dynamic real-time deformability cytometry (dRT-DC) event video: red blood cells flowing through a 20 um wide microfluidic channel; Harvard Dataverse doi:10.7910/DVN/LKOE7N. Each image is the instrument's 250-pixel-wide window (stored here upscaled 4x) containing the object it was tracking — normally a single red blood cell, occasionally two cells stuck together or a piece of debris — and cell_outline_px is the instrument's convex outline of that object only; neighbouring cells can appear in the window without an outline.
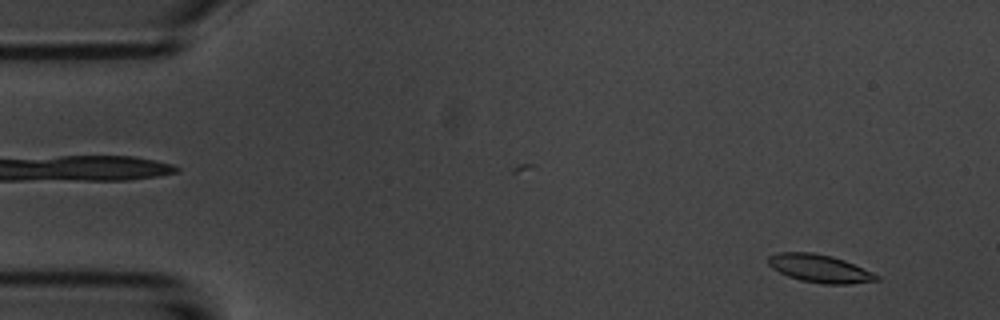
{"species": "common noctule bat (a hibernating species)", "species_latin": "Nyctalus noctula", "temperature_condition": "room temperature", "stored_images_in_passage": 54, "camera_frame_rate_fps": 3000, "um_per_image_px": 0.085, "animal": {"sex": "male", "body_mass_g": 20.1, "forearm_length_mm": 53.5}, "frame": {"image": 1, "passage_image": 4, "time_ms": 1.0, "image_size_px": [1000, 320], "cell_outline_px": [[880, 280], [848, 284], [824, 284], [800, 280], [788, 276], [772, 268], [768, 264], [768, 256], [776, 252], [812, 252], [832, 256], [844, 260], [872, 272], [880, 276]], "centroid_in_image_um": [69.66, 22.82], "position_along_channel_um": 15.3, "area_um2": 17.63}}
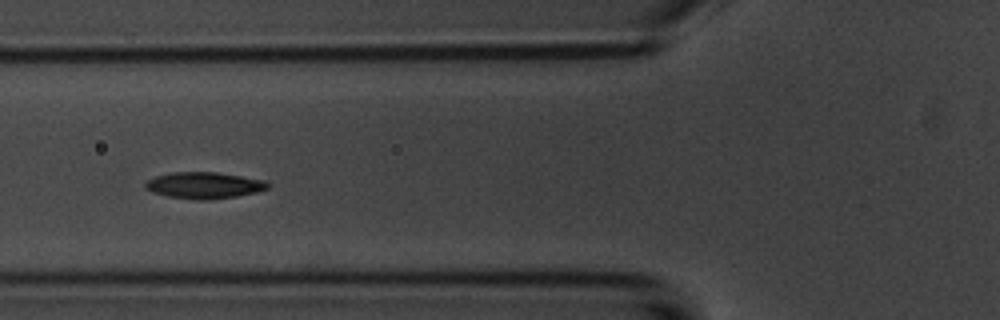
{"frame": {"image": 2, "passage_image": 20, "time_ms": 6.333, "image_size_px": [1000, 320], "cell_outline_px": [[268, 188], [256, 192], [236, 196], [212, 200], [192, 200], [168, 196], [152, 192], [144, 188], [144, 184], [148, 180], [156, 176], [172, 172], [216, 172], [264, 180], [268, 184]], "centroid_in_image_um": [17.31, 15.76], "position_along_channel_um": 108.5, "area_um2": 18.84}}
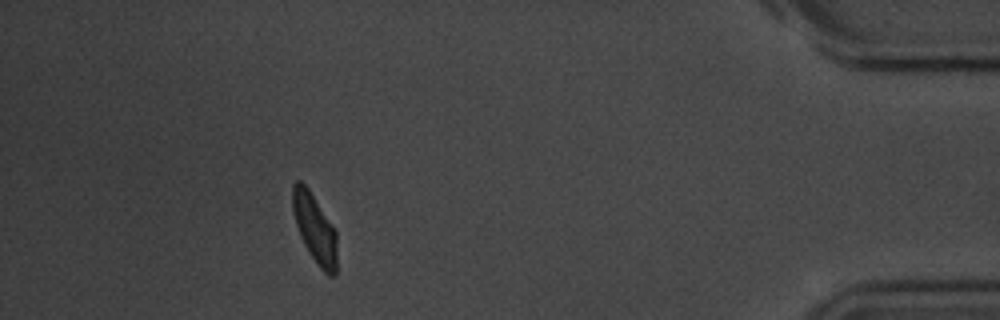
{"frame": {"image": 3, "passage_image": 49, "time_ms": 16.0, "image_size_px": [1000, 320], "cell_outline_px": [[336, 272], [332, 276], [328, 276], [320, 268], [308, 252], [300, 236], [296, 224], [292, 208], [292, 184], [296, 180], [300, 180], [308, 188], [336, 232]], "centroid_in_image_um": [26.73, 19.41], "position_along_channel_um": 408.5, "area_um2": 17.57}, "authors_computed_cell_mechanics": {"area_um2": 17.9469, "velocity_mm_per_s": 3.6719, "shape_relaxation_time_tau1_ms": 4.7563, "shape_relaxation_time_tau2_ms": 3.571, "deformation_change_tau1": 0.2091, "deformation_change_tau2": 0.0443}}